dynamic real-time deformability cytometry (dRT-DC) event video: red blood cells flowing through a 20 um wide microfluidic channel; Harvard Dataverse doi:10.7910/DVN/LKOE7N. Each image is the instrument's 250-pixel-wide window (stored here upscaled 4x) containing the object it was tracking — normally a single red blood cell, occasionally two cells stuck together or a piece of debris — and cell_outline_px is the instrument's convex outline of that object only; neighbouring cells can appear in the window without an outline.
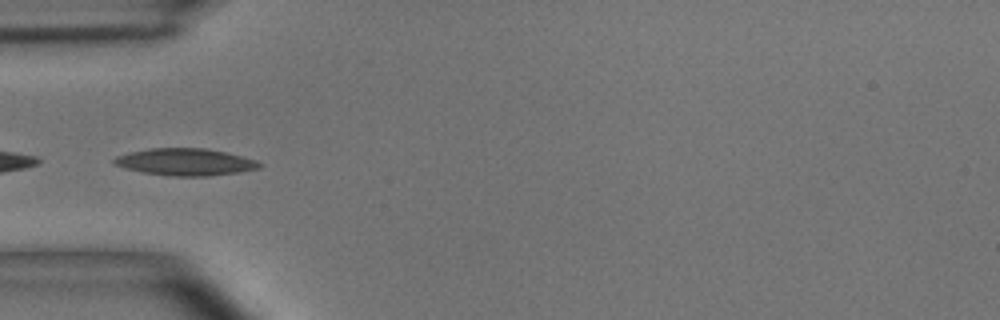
{"species": "common noctule bat (a hibernating species)", "species_latin": "Nyctalus noctula", "temperature_condition": "room temperature", "stored_images_in_passage": 7, "camera_frame_rate_fps": 3000, "um_per_image_px": 0.085, "animal": {"sex": "male", "body_mass_g": 15.6}, "frame": {"image": 1, "passage_image": 1, "time_ms": 0.0, "image_size_px": [1000, 320], "cell_outline_px": [[264, 164], [260, 168], [240, 172], [208, 176], [168, 176], [144, 172], [124, 168], [112, 164], [112, 160], [116, 156], [128, 152], [148, 148], [208, 148], [256, 160]], "centroid_in_image_um": [15.73, 13.77], "position_along_channel_um": 69.3, "area_um2": 23.06}}
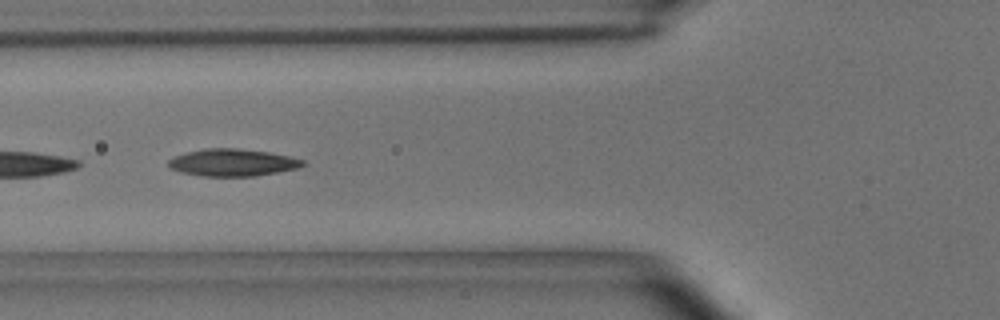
{"frame": {"image": 2, "passage_image": 4, "time_ms": 1.0, "image_size_px": [1000, 320], "cell_outline_px": [[304, 164], [300, 168], [256, 176], [200, 176], [180, 172], [168, 168], [168, 160], [176, 156], [188, 152], [208, 148], [236, 148], [268, 152], [288, 156], [304, 160]], "centroid_in_image_um": [19.76, 13.83], "position_along_channel_um": 106.0, "area_um2": 21.27}}